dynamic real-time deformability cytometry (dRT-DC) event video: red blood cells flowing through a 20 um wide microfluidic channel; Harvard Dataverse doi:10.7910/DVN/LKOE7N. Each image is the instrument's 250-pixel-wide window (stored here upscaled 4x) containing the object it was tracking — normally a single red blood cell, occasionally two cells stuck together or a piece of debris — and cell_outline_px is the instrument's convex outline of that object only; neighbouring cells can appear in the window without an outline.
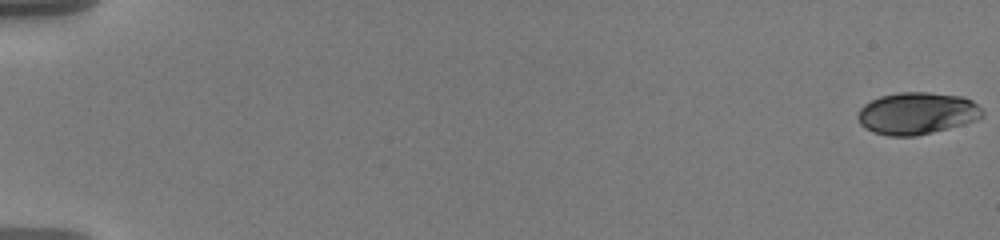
{"species": "human", "species_latin": "Homo sapiens", "temperature_condition": "warm", "stored_images_in_passage": 59, "camera_frame_rate_fps": 3000, "um_per_image_px": 0.085, "donor": {"sex": "male"}, "frame": {"image": 1, "passage_image": 1, "time_ms": 0.0, "image_size_px": [1000, 240], "cell_outline_px": [[984, 116], [976, 120], [964, 124], [916, 136], [888, 136], [864, 128], [860, 124], [856, 116], [860, 108], [864, 104], [880, 96], [900, 92], [928, 92], [960, 96], [972, 100], [984, 112]], "centroid_in_image_um": [77.93, 9.63], "position_along_channel_um": 7.1, "area_um2": 30.52}}
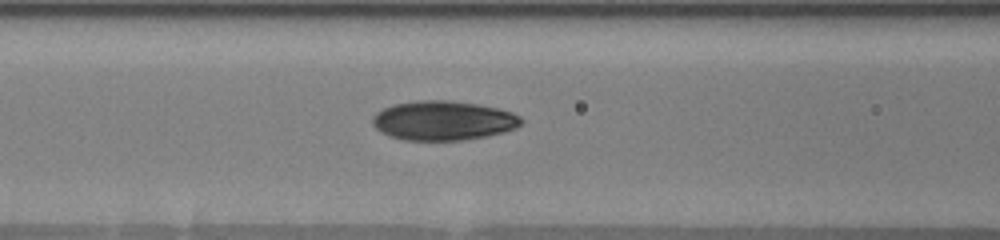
{"frame": {"image": 2, "passage_image": 27, "time_ms": 8.667, "image_size_px": [1000, 240], "cell_outline_px": [[524, 120], [516, 128], [504, 132], [488, 136], [464, 140], [404, 140], [380, 132], [372, 124], [372, 116], [376, 112], [392, 104], [416, 100], [448, 100], [480, 104], [512, 112], [520, 116]], "centroid_in_image_um": [37.67, 10.24], "position_along_channel_um": 128.9, "area_um2": 34.39}}
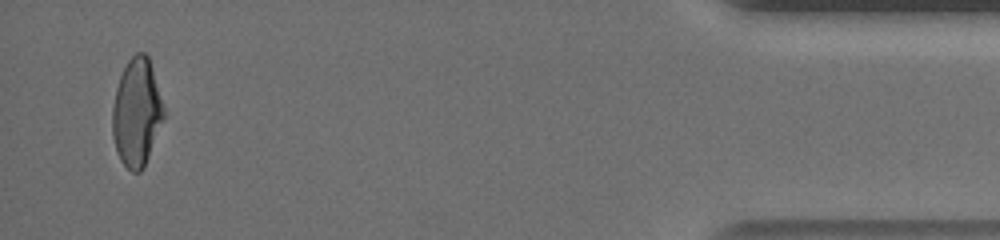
{"frame": {"image": 3, "passage_image": 57, "time_ms": 18.667, "image_size_px": [1000, 240], "cell_outline_px": [[164, 116], [144, 168], [140, 172], [132, 172], [120, 160], [116, 152], [112, 136], [112, 108], [116, 88], [120, 76], [128, 60], [136, 52], [144, 52], [148, 56], [164, 108]], "centroid_in_image_um": [11.59, 9.58], "position_along_channel_um": 423.6, "area_um2": 32.02}, "authors_computed_cell_mechanics": {"area_um2": 32.368, "velocity_mm_per_s": 3.6021, "shape_relaxation_time_tau1_ms": 6.5257, "shape_relaxation_time_tau2_ms": 1.5016, "deformation_change_tau1": 0.2163, "deformation_change_tau2": 0.0597}}